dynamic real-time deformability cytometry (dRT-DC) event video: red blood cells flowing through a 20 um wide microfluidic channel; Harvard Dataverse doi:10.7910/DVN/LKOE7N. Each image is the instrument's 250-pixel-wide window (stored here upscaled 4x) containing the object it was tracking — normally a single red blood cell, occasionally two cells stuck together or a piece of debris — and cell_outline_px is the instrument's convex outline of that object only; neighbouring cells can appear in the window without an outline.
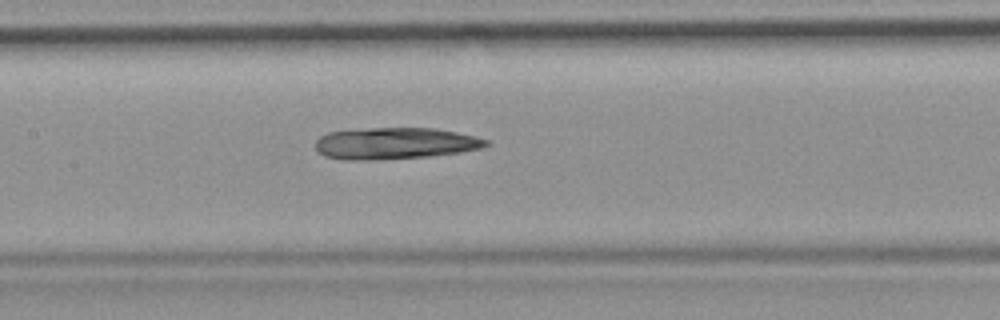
{"species": "common noctule bat (a hibernating species)", "species_latin": "Nyctalus noctula", "temperature_condition": "room temperature", "stored_images_in_passage": 41, "camera_frame_rate_fps": 3000, "um_per_image_px": 0.085, "animal": {"sex": "female", "body_mass_g": 19.9}, "frame": {"image": 1, "passage_image": 24, "time_ms": 7.667, "image_size_px": [1000, 320], "cell_outline_px": [[492, 144], [480, 148], [460, 152], [428, 156], [364, 160], [344, 160], [324, 156], [316, 152], [316, 140], [320, 136], [328, 132], [368, 128], [436, 128], [476, 136], [488, 140]], "centroid_in_image_um": [33.56, 12.18], "position_along_channel_um": 173.8, "area_um2": 31.44}}